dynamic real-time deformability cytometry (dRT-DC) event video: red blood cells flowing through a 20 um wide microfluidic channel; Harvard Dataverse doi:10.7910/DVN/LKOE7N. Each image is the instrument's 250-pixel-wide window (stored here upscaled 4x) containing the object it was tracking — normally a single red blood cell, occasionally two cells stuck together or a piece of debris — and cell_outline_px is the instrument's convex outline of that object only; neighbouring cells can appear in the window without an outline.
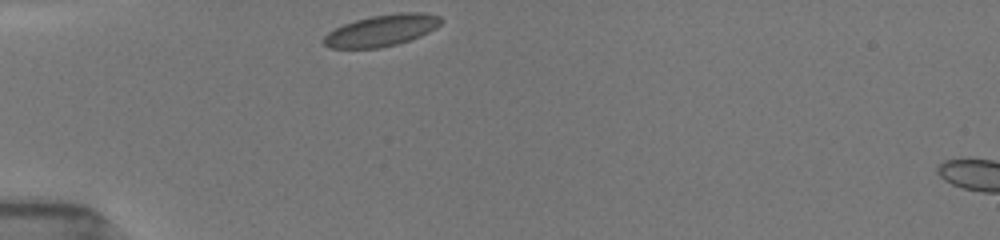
{"species": "common noctule bat (a hibernating species)", "species_latin": "Nyctalus noctula", "temperature_condition": "room temperature", "stored_images_in_passage": 33, "camera_frame_rate_fps": 3000, "um_per_image_px": 0.085, "animal": {"sex": "female", "body_mass_g": 19.5, "forearm_length_mm": 54.1}, "frame": {"image": 1, "passage_image": 1, "time_ms": 0.0, "image_size_px": [1000, 240], "cell_outline_px": [[444, 20], [436, 28], [420, 36], [396, 44], [380, 48], [328, 48], [320, 40], [328, 32], [344, 24], [356, 20], [372, 16], [400, 12], [420, 12], [440, 16]], "centroid_in_image_um": [32.43, 2.59], "position_along_channel_um": 52.6, "area_um2": 21.5}}
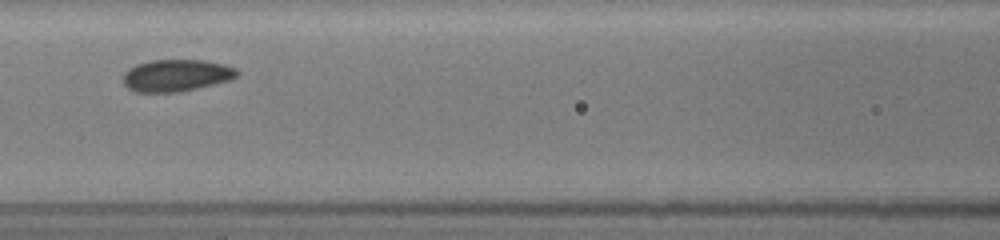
{"frame": {"image": 2, "passage_image": 16, "time_ms": 3.0, "image_size_px": [1000, 240], "cell_outline_px": [[240, 72], [236, 76], [228, 80], [180, 92], [136, 92], [128, 88], [124, 84], [124, 72], [128, 68], [136, 64], [148, 60], [204, 60], [224, 64], [236, 68]], "centroid_in_image_um": [14.96, 6.4], "position_along_channel_um": 151.6, "area_um2": 21.21}}
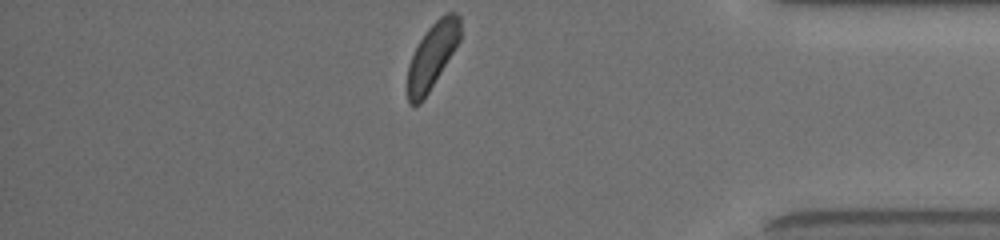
{"frame": {"image": 3, "passage_image": 33, "time_ms": 10.0, "image_size_px": [1000, 240], "cell_outline_px": [[460, 40], [428, 92], [420, 104], [412, 104], [408, 100], [408, 64], [420, 40], [428, 28], [440, 16], [448, 12], [456, 12], [460, 16]], "centroid_in_image_um": [36.75, 4.7], "position_along_channel_um": 398.4, "area_um2": 19.59}, "authors_computed_cell_mechanics": {"area_um2": 21.2126, "velocity_mm_per_s": 3.899, "shape_relaxation_time_tau1_ms": 4.0394, "shape_relaxation_time_tau2_ms": null, "deformation_change_tau1": 0.0864, "deformation_change_tau2": null}}